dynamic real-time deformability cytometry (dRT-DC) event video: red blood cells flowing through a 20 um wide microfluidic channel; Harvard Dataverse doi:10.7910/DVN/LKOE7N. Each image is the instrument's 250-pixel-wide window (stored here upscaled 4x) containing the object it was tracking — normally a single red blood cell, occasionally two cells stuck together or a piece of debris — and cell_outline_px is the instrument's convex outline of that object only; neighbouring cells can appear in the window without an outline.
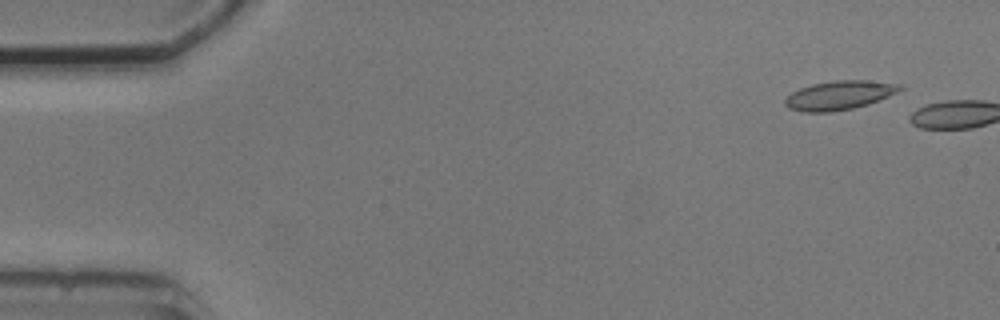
{"species": "common noctule bat (a hibernating species)", "species_latin": "Nyctalus noctula", "temperature_condition": "cold", "stored_images_in_passage": 2, "camera_frame_rate_fps": 3000, "um_per_image_px": 0.085, "animal": {"sex": "male", "body_mass_g": 20.5, "forearm_length_mm": 52.5}, "frame": {"image": 1, "passage_image": 1, "time_ms": 0.0, "image_size_px": [1000, 320], "cell_outline_px": [[904, 88], [888, 96], [868, 104], [852, 108], [832, 112], [804, 112], [788, 108], [784, 104], [784, 100], [792, 92], [800, 88], [812, 84], [836, 80], [864, 80], [904, 84]], "centroid_in_image_um": [71.34, 8.09], "position_along_channel_um": 13.7, "area_um2": 19.36}}